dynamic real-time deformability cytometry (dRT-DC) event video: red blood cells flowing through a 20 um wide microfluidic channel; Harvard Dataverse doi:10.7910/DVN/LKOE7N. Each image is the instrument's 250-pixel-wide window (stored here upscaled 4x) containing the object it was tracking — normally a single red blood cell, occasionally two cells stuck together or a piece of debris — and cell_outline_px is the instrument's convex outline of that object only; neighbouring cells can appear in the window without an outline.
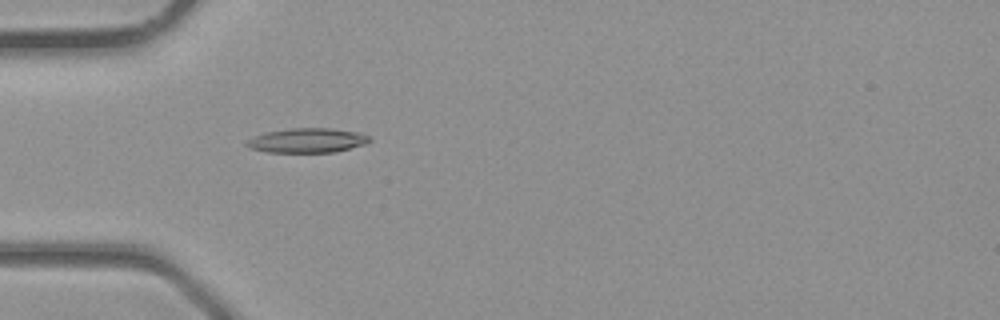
{"species": "common noctule bat (a hibernating species)", "species_latin": "Nyctalus noctula", "temperature_condition": "room temperature", "stored_images_in_passage": 27, "camera_frame_rate_fps": 3000, "um_per_image_px": 0.085, "animal": {"sex": "male", "body_mass_g": 23.1, "forearm_length_mm": 52.7}, "frame": {"image": 1, "passage_image": 1, "time_ms": 0.0, "image_size_px": [1000, 320], "cell_outline_px": [[372, 140], [364, 144], [336, 152], [268, 152], [252, 148], [244, 144], [248, 140], [256, 136], [268, 132], [292, 128], [328, 128], [360, 132], [368, 136]], "centroid_in_image_um": [26.16, 11.94], "position_along_channel_um": 58.8, "area_um2": 17.28}}
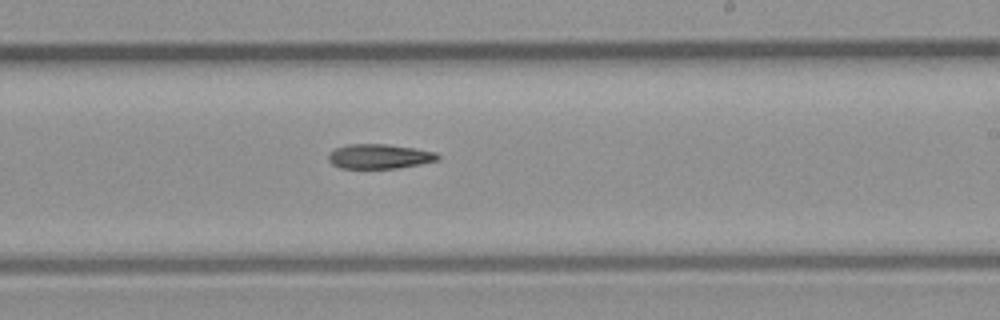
{"frame": {"image": 2, "passage_image": 12, "time_ms": 3.667, "image_size_px": [1000, 320], "cell_outline_px": [[440, 160], [420, 164], [396, 168], [340, 168], [332, 164], [328, 160], [328, 156], [336, 148], [348, 144], [388, 144], [436, 152], [440, 156]], "centroid_in_image_um": [32.26, 13.29], "position_along_channel_um": 256.7, "area_um2": 15.61}}
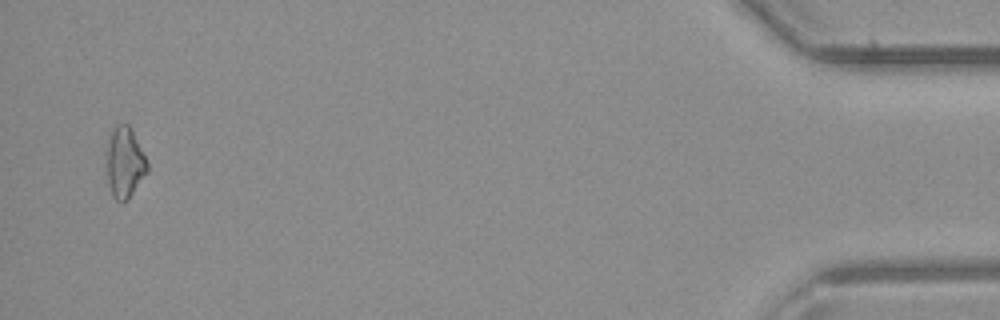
{"frame": {"image": 3, "passage_image": 26, "time_ms": 8.333, "image_size_px": [1000, 320], "cell_outline_px": [[148, 172], [128, 200], [124, 204], [120, 204], [112, 196], [108, 184], [104, 152], [112, 128], [116, 124], [128, 124], [148, 164]], "centroid_in_image_um": [10.54, 13.87], "position_along_channel_um": 424.7, "area_um2": 17.22}}